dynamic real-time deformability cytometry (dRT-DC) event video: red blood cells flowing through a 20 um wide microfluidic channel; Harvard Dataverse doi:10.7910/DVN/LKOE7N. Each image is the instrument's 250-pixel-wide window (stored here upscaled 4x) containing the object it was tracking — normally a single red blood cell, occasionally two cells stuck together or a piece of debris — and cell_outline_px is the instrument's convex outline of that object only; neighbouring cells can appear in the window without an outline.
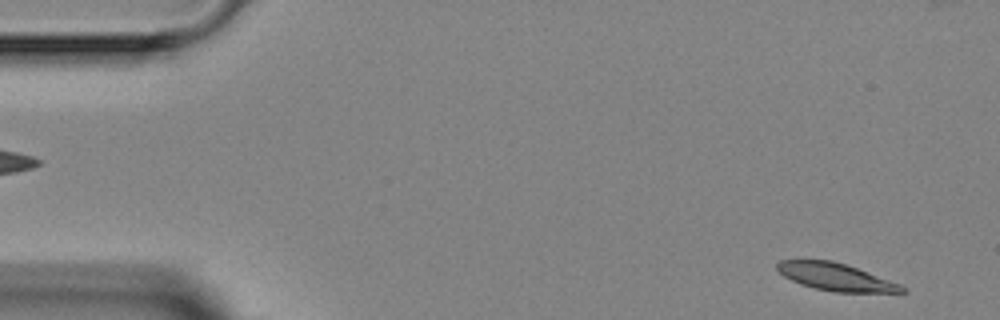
{"species": "Egyptian fruit bat (a non-hibernating species)", "species_latin": "Rousettus aegyptiacus", "temperature_condition": "room temperature", "stored_images_in_passage": 3, "segment_of_instrument_passage": [2, 2], "camera_frame_rate_fps": 3000, "um_per_image_px": 0.085, "animal": {"sex": "female"}, "frame": {"image": 1, "passage_image": 3, "time_ms": 2.333, "image_size_px": [1000, 320], "cell_outline_px": [[908, 292], [832, 292], [800, 284], [784, 276], [776, 268], [776, 264], [780, 260], [832, 260], [856, 268], [900, 284], [908, 288]], "centroid_in_image_um": [71.04, 23.54], "position_along_channel_um": 14.0, "area_um2": 19.71}}